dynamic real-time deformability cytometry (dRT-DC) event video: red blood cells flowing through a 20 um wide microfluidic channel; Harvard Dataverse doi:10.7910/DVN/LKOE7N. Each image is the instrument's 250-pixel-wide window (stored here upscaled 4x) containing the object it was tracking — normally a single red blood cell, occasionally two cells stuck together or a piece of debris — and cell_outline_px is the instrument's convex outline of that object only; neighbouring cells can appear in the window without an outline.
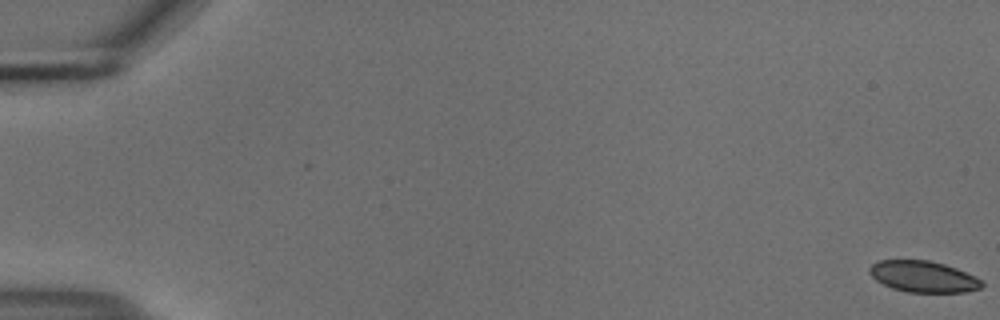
{"species": "common noctule bat (a hibernating species)", "species_latin": "Nyctalus noctula", "temperature_condition": "cold", "stored_images_in_passage": 56, "camera_frame_rate_fps": 3000, "um_per_image_px": 0.085, "animal": {"sex": "male", "body_mass_g": 18.8}, "frame": {"image": 1, "passage_image": 1, "time_ms": 0.0, "image_size_px": [1000, 320], "cell_outline_px": [[984, 284], [980, 288], [964, 292], [908, 292], [892, 288], [876, 280], [868, 272], [868, 268], [872, 264], [880, 260], [928, 260], [944, 264], [956, 268], [980, 280]], "centroid_in_image_um": [78.43, 23.51], "position_along_channel_um": 6.6, "area_um2": 20.23}}
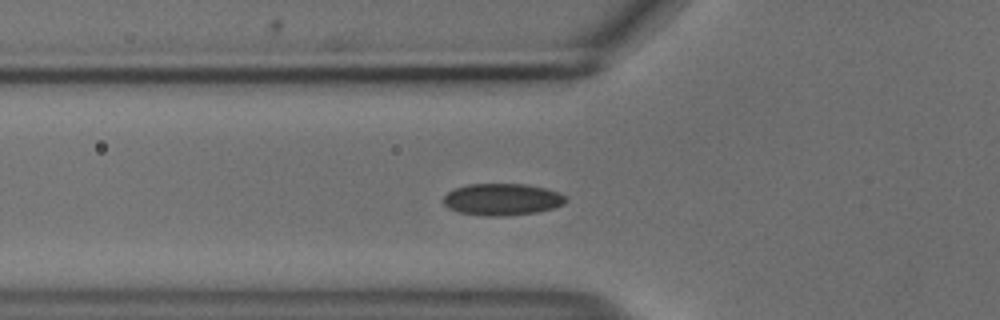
{"frame": {"image": 2, "passage_image": 21, "time_ms": 6.667, "image_size_px": [1000, 320], "cell_outline_px": [[568, 200], [564, 204], [552, 208], [536, 212], [508, 216], [484, 216], [460, 212], [448, 208], [444, 204], [444, 196], [448, 192], [456, 188], [468, 184], [524, 184], [544, 188], [560, 192]], "centroid_in_image_um": [42.69, 16.95], "position_along_channel_um": 83.1, "area_um2": 22.66}}
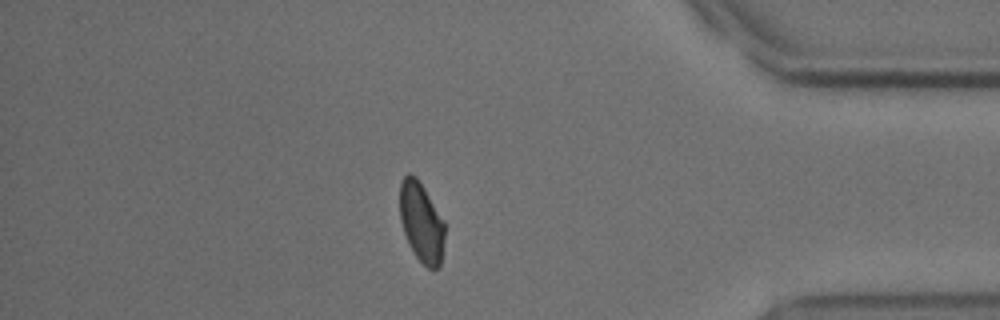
{"frame": {"image": 3, "passage_image": 49, "time_ms": 16.0, "image_size_px": [1000, 320], "cell_outline_px": [[444, 240], [440, 264], [432, 272], [416, 256], [404, 232], [400, 220], [400, 180], [408, 172], [416, 176], [424, 188], [444, 220]], "centroid_in_image_um": [35.81, 18.86], "position_along_channel_um": 399.4, "area_um2": 20.75}, "authors_computed_cell_mechanics": {"area_um2": 22.0507, "velocity_mm_per_s": 3.6899, "shape_relaxation_time_tau1_ms": 5.6735, "shape_relaxation_time_tau2_ms": null, "deformation_change_tau1": 0.0997, "deformation_change_tau2": null}}